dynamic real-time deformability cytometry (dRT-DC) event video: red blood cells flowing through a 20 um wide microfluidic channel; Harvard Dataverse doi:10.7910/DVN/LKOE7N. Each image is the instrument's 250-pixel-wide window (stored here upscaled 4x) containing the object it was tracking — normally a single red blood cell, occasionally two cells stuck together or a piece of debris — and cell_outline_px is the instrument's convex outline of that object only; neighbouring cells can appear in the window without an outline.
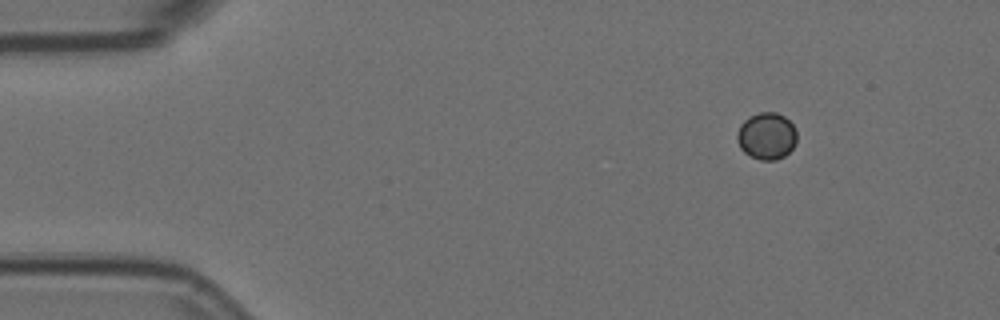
{"species": "Egyptian fruit bat (a non-hibernating species)", "species_latin": "Rousettus aegyptiacus", "temperature_condition": "room temperature", "stored_images_in_passage": 51, "camera_frame_rate_fps": 3000, "um_per_image_px": 0.085, "animal": {"sex": "female"}, "frame": {"image": 1, "passage_image": 1, "time_ms": 0.0, "image_size_px": [1000, 320], "cell_outline_px": [[796, 144], [784, 156], [776, 160], [760, 160], [744, 152], [740, 148], [736, 136], [740, 124], [748, 116], [760, 112], [776, 112], [784, 116], [792, 124], [796, 132]], "centroid_in_image_um": [65.15, 11.55], "position_along_channel_um": 19.8, "area_um2": 16.36}}
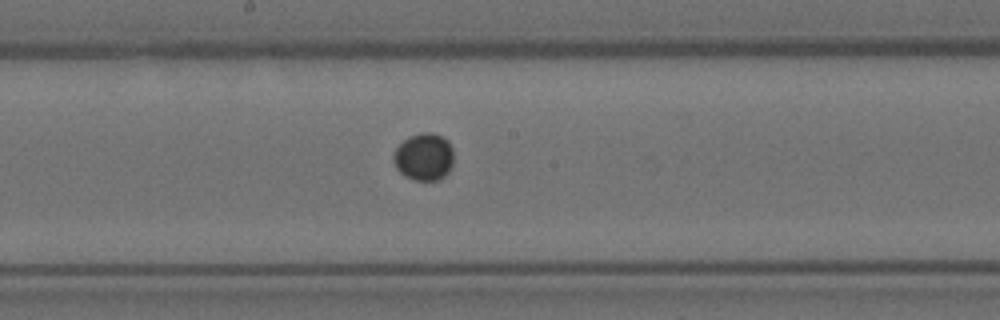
{"frame": {"image": 2, "passage_image": 24, "time_ms": 7.667, "image_size_px": [1000, 320], "cell_outline_px": [[452, 164], [448, 172], [444, 176], [436, 180], [416, 180], [404, 176], [396, 168], [392, 160], [392, 156], [396, 148], [408, 136], [420, 132], [432, 132], [444, 136], [448, 140], [452, 148]], "centroid_in_image_um": [36.02, 13.3], "position_along_channel_um": 212.2, "area_um2": 16.76}}
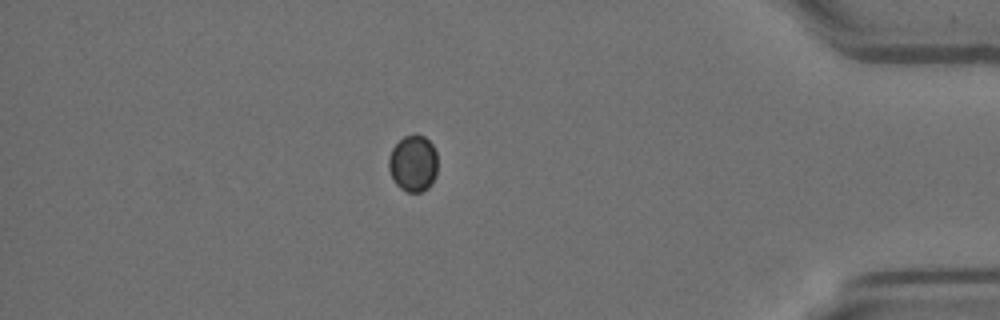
{"frame": {"image": 3, "passage_image": 43, "time_ms": 14.0, "image_size_px": [1000, 320], "cell_outline_px": [[436, 176], [428, 188], [420, 192], [408, 192], [400, 188], [396, 184], [388, 168], [388, 156], [392, 148], [404, 136], [424, 136], [432, 144], [436, 152]], "centroid_in_image_um": [35.1, 13.91], "position_along_channel_um": 400.1, "area_um2": 15.95}}